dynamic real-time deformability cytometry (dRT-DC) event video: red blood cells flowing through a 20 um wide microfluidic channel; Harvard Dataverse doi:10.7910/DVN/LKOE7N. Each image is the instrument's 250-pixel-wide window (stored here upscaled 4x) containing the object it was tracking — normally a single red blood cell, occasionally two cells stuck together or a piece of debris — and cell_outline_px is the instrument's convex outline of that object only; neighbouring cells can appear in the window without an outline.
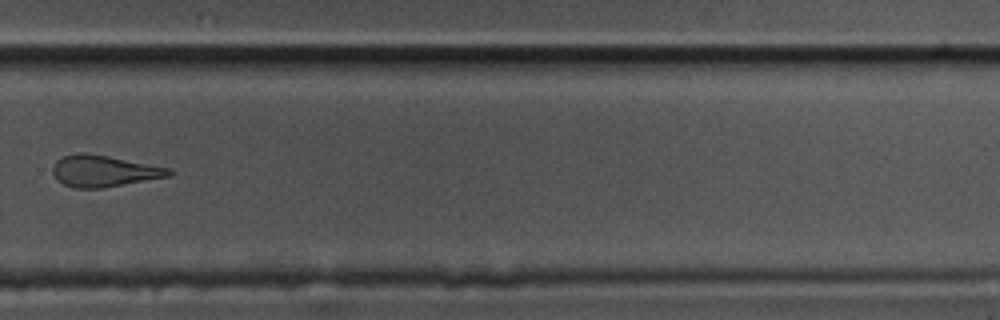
{"species": "common noctule bat (a hibernating species)", "species_latin": "Nyctalus noctula", "temperature_condition": "cold", "stored_images_in_passage": 15, "camera_frame_rate_fps": 3000, "um_per_image_px": 0.085, "animal": {"sex": "male", "body_mass_g": 17.5, "forearm_length_mm": 52.3}, "frame": {"image": 1, "passage_image": 11, "time_ms": 3.333, "image_size_px": [1000, 320], "cell_outline_px": [[172, 172], [168, 176], [100, 188], [76, 188], [64, 184], [52, 172], [52, 168], [56, 160], [64, 156], [76, 152], [84, 152], [108, 156], [168, 168]], "centroid_in_image_um": [8.76, 14.52], "position_along_channel_um": 321.0, "area_um2": 20.75}}
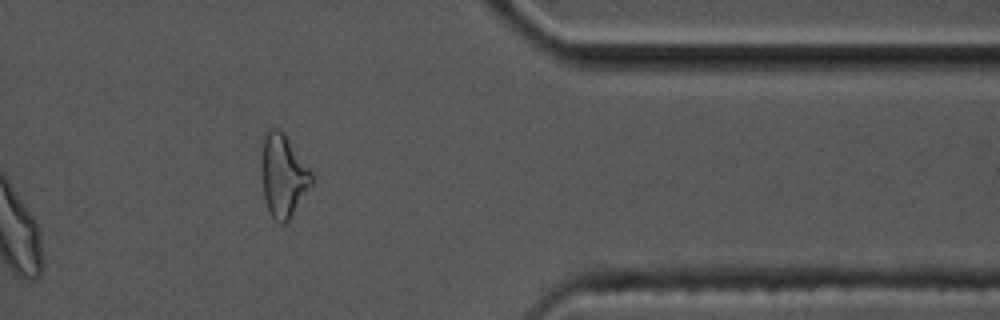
{"frame": {"image": 2, "passage_image": 13, "time_ms": 4.0, "image_size_px": [1000, 320], "cell_outline_px": [[312, 184], [288, 220], [284, 224], [280, 224], [272, 216], [264, 200], [260, 172], [260, 156], [264, 132], [268, 128], [276, 128], [284, 132], [312, 172]], "centroid_in_image_um": [24.02, 14.87], "position_along_channel_um": 387.4, "area_um2": 24.45}}